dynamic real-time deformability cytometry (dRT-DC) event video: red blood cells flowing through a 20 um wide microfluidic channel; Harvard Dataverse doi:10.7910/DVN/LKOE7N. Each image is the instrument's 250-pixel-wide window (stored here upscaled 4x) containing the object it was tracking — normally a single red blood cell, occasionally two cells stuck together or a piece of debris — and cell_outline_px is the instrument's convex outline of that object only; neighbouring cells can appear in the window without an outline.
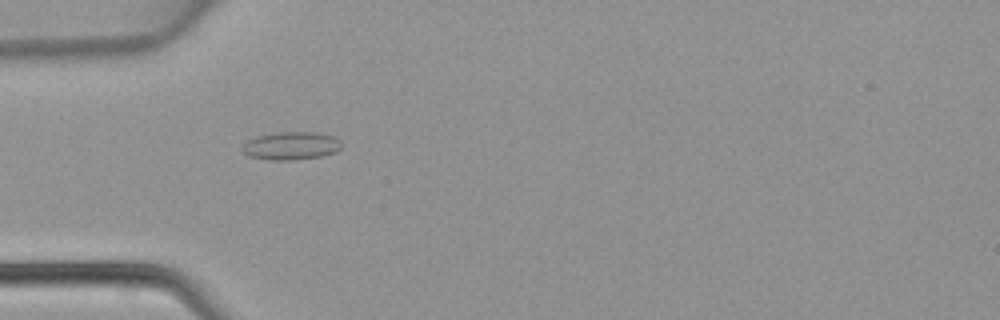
{"species": "common noctule bat (a hibernating species)", "species_latin": "Nyctalus noctula", "temperature_condition": "warm", "stored_images_in_passage": 5, "camera_frame_rate_fps": 3000, "um_per_image_px": 0.085, "animal": {"sex": "female", "body_mass_g": 22.7, "forearm_length_mm": 54.2}, "frame": {"image": 1, "passage_image": 4, "time_ms": 1.0, "image_size_px": [1000, 320], "cell_outline_px": [[340, 148], [336, 152], [320, 156], [292, 160], [268, 160], [248, 156], [240, 148], [248, 140], [256, 136], [276, 132], [316, 132], [336, 136], [340, 140]], "centroid_in_image_um": [24.73, 12.38], "position_along_channel_um": 60.3, "area_um2": 16.3}}
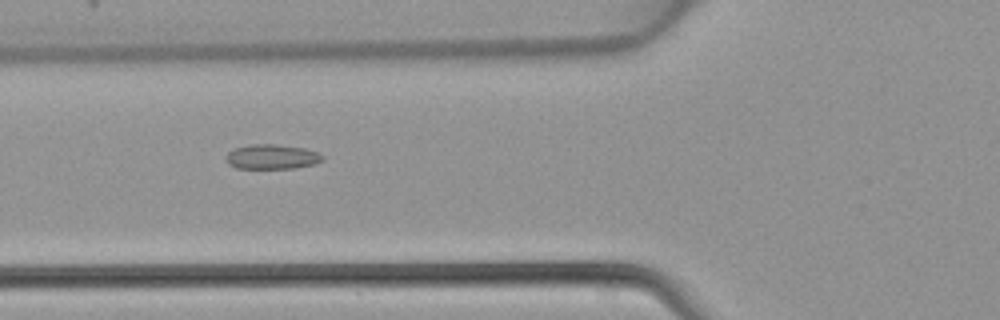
{"frame": {"image": 2, "passage_image": 5, "time_ms": 1.333, "image_size_px": [1000, 320], "cell_outline_px": [[324, 160], [316, 164], [296, 168], [236, 168], [228, 164], [224, 160], [224, 156], [228, 152], [236, 148], [252, 144], [276, 144], [304, 148], [316, 152], [324, 156]], "centroid_in_image_um": [23.1, 13.33], "position_along_channel_um": 102.7, "area_um2": 14.05}}